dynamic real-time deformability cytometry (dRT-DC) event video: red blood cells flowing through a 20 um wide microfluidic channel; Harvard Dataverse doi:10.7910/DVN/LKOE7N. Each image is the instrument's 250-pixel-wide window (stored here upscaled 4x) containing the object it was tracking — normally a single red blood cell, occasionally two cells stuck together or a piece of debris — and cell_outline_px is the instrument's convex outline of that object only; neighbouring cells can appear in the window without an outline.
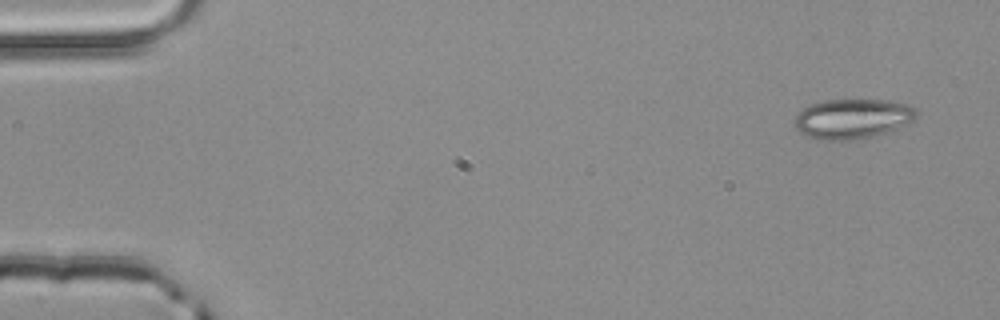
{"species": "common noctule bat (a hibernating species)", "species_latin": "Nyctalus noctula", "temperature_condition": "room temperature", "stored_images_in_passage": 3, "camera_frame_rate_fps": 3000, "um_per_image_px": 0.085, "animal": {"sex": "male", "body_mass_g": 20.4}, "frame": {"image": 1, "passage_image": 1, "time_ms": 0.0, "image_size_px": [1000, 320], "cell_outline_px": [[916, 116], [912, 120], [900, 128], [872, 136], [848, 140], [816, 140], [800, 132], [792, 124], [792, 120], [804, 108], [812, 104], [824, 100], [884, 100], [908, 104], [916, 108]], "centroid_in_image_um": [72.44, 10.1], "position_along_channel_um": 12.6, "area_um2": 28.26}}